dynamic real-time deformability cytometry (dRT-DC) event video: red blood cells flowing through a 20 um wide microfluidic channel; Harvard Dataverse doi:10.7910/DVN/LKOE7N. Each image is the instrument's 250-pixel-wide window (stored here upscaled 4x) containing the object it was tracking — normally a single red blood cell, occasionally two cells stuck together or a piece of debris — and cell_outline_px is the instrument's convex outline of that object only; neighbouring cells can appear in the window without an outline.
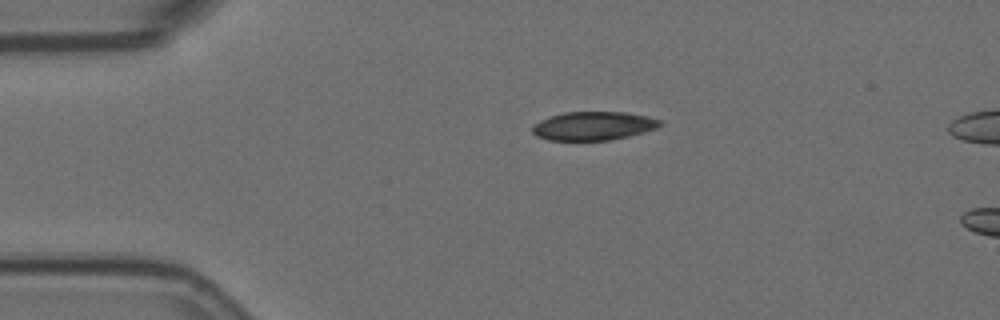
{"species": "Egyptian fruit bat (a non-hibernating species)", "species_latin": "Rousettus aegyptiacus", "temperature_condition": "room temperature", "stored_images_in_passage": 2, "camera_frame_rate_fps": 3000, "um_per_image_px": 0.085, "animal": {"sex": "female"}, "frame": {"image": 1, "passage_image": 1, "time_ms": 0.0, "image_size_px": [1000, 320], "cell_outline_px": [[664, 124], [656, 128], [644, 132], [628, 136], [608, 140], [548, 140], [536, 136], [532, 132], [532, 124], [548, 116], [564, 112], [624, 112], [648, 116], [660, 120]], "centroid_in_image_um": [50.41, 10.69], "position_along_channel_um": 34.6, "area_um2": 21.39}}